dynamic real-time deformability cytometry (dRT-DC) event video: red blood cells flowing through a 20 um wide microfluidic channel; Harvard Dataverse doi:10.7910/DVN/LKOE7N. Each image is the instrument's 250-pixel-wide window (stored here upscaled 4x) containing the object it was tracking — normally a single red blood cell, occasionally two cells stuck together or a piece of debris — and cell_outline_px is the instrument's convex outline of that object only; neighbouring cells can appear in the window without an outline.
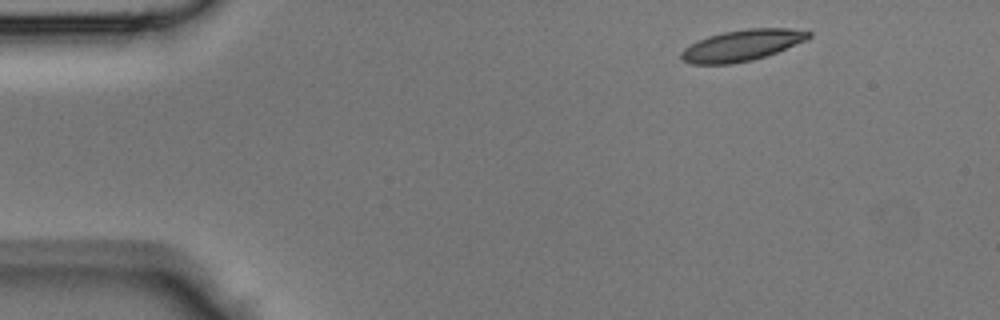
{"species": "Egyptian fruit bat (a non-hibernating species)", "species_latin": "Rousettus aegyptiacus", "temperature_condition": "room temperature", "stored_images_in_passage": 38, "camera_frame_rate_fps": 3000, "um_per_image_px": 0.085, "animal": {"sex": "male"}, "frame": {"image": 1, "passage_image": 1, "time_ms": 0.0, "image_size_px": [1000, 320], "cell_outline_px": [[812, 36], [804, 40], [776, 52], [752, 60], [732, 64], [692, 64], [680, 60], [680, 52], [684, 48], [708, 36], [724, 32], [748, 28], [788, 28], [812, 32]], "centroid_in_image_um": [63.03, 3.86], "position_along_channel_um": 22.0, "area_um2": 22.89}}
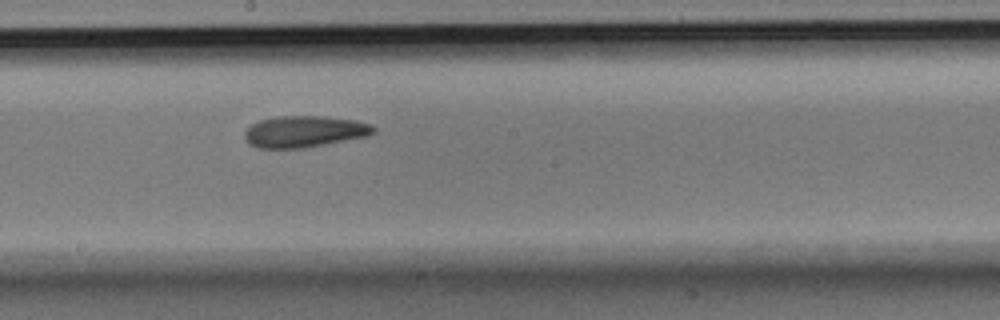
{"frame": {"image": 2, "passage_image": 19, "time_ms": 6.0, "image_size_px": [1000, 320], "cell_outline_px": [[376, 132], [368, 136], [304, 148], [256, 148], [248, 144], [244, 140], [244, 132], [252, 124], [260, 120], [280, 116], [324, 116], [356, 120], [372, 124], [376, 128]], "centroid_in_image_um": [25.88, 11.18], "position_along_channel_um": 222.3, "area_um2": 23.87}}
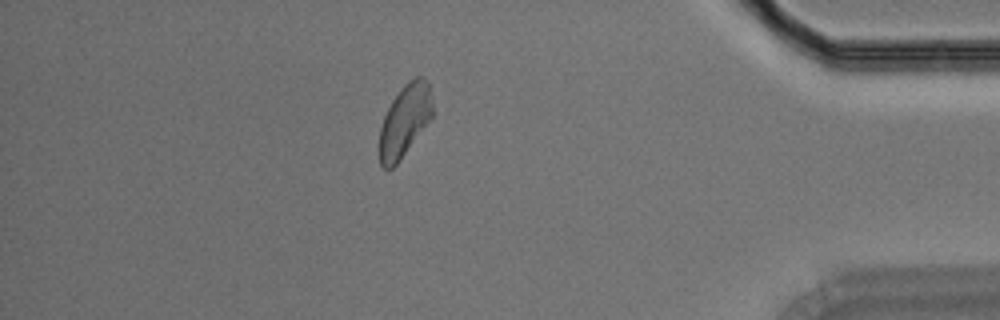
{"frame": {"image": 3, "passage_image": 33, "time_ms": 10.667, "image_size_px": [1000, 320], "cell_outline_px": [[432, 116], [396, 164], [392, 168], [384, 168], [380, 164], [380, 128], [384, 116], [392, 100], [404, 84], [408, 80], [416, 76], [424, 76], [428, 80], [432, 104]], "centroid_in_image_um": [34.4, 10.2], "position_along_channel_um": 400.8, "area_um2": 21.79}}